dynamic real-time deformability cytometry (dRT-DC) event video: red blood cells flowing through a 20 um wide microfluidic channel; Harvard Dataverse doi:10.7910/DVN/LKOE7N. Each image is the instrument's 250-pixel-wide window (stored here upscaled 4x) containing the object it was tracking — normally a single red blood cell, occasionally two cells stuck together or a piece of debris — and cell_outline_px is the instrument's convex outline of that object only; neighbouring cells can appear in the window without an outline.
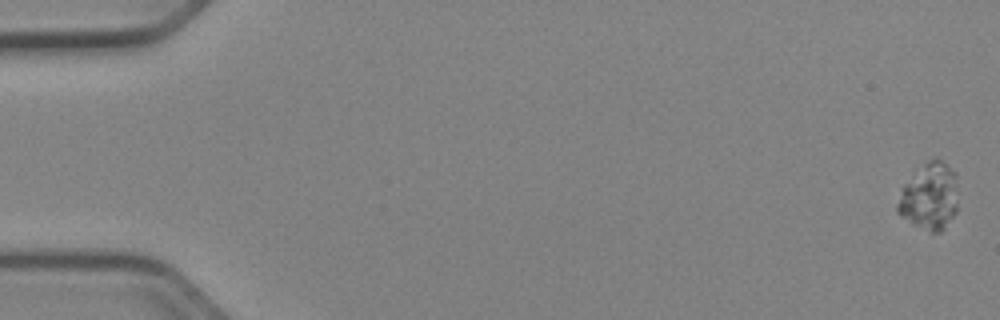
{"species": "Egyptian fruit bat (a non-hibernating species)", "species_latin": "Rousettus aegyptiacus", "temperature_condition": "cold", "stored_images_in_passage": 56, "segment_of_instrument_passage": [1, 2], "camera_frame_rate_fps": 3000, "um_per_image_px": 0.085, "animal": {"sex": "female"}, "frame": {"image": 1, "passage_image": 2, "time_ms": 0.333, "image_size_px": [1000, 320], "cell_outline_px": [[956, 212], [944, 228], [940, 232], [932, 232], [912, 224], [900, 216], [896, 212], [896, 204], [904, 184], [928, 160], [940, 160], [956, 172]], "centroid_in_image_um": [78.99, 16.73], "position_along_channel_um": 6.0, "area_um2": 23.24}}
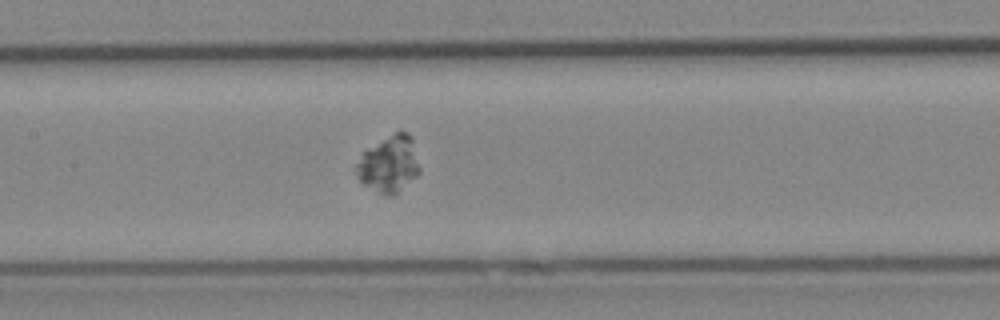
{"frame": {"image": 2, "passage_image": 28, "time_ms": 9.0, "image_size_px": [1000, 320], "cell_outline_px": [[420, 172], [416, 176], [392, 196], [388, 196], [364, 184], [360, 180], [356, 168], [356, 164], [364, 152], [400, 128], [408, 132], [412, 136], [420, 168]], "centroid_in_image_um": [33.12, 13.9], "position_along_channel_um": 174.3, "area_um2": 20.46}}
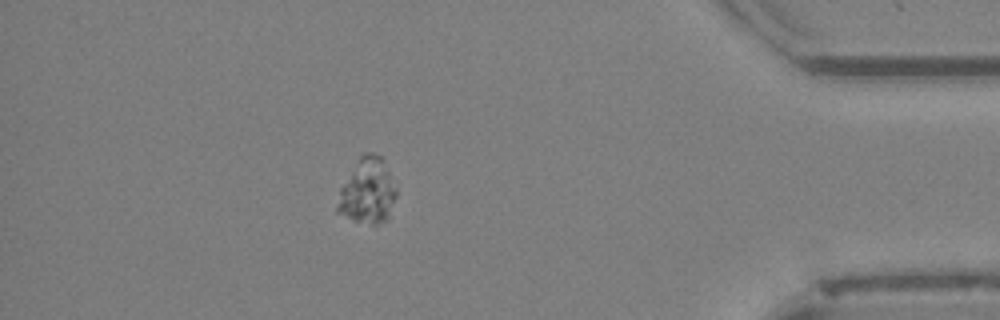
{"frame": {"image": 3, "passage_image": 49, "time_ms": 16.0, "image_size_px": [1000, 320], "cell_outline_px": [[396, 196], [388, 220], [376, 224], [372, 224], [352, 220], [336, 212], [336, 208], [340, 188], [360, 156], [364, 152], [372, 152], [380, 156], [384, 160], [396, 188]], "centroid_in_image_um": [31.24, 16.25], "position_along_channel_um": 404.0, "area_um2": 22.43}}